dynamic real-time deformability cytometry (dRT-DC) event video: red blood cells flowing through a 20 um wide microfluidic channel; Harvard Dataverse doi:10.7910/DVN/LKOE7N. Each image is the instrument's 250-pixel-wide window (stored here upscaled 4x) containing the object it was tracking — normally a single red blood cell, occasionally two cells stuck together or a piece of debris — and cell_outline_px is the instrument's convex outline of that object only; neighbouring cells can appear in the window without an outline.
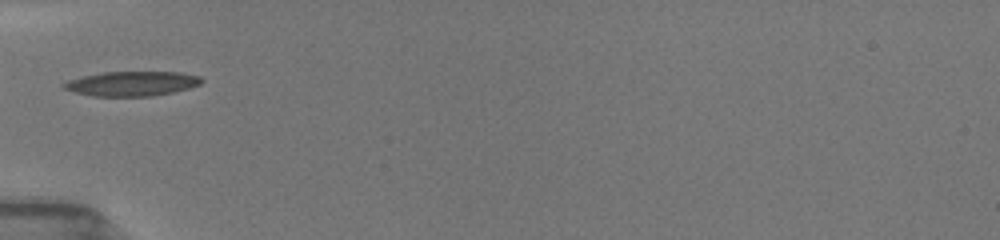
{"species": "common noctule bat (a hibernating species)", "species_latin": "Nyctalus noctula", "temperature_condition": "room temperature", "stored_images_in_passage": 42, "camera_frame_rate_fps": 3000, "um_per_image_px": 0.085, "animal": {"sex": "female", "body_mass_g": 19.5, "forearm_length_mm": 54.1}, "frame": {"image": 1, "passage_image": 1, "time_ms": 0.0, "image_size_px": [1000, 240], "cell_outline_px": [[204, 80], [200, 84], [188, 88], [172, 92], [152, 96], [92, 96], [76, 92], [64, 88], [60, 84], [68, 80], [84, 76], [104, 72], [180, 72], [200, 76]], "centroid_in_image_um": [11.22, 7.1], "position_along_channel_um": 73.8, "area_um2": 19.65}}
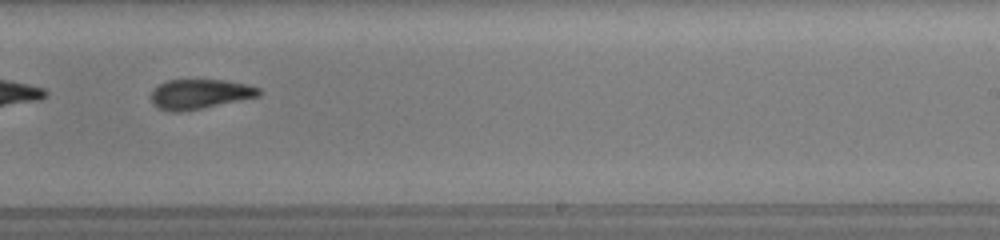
{"frame": {"image": 2, "passage_image": 13, "time_ms": 5.0, "image_size_px": [1000, 240], "cell_outline_px": [[260, 96], [180, 112], [172, 112], [156, 108], [152, 104], [152, 92], [160, 84], [168, 80], [224, 80], [248, 84], [260, 88]], "centroid_in_image_um": [16.98, 7.99], "position_along_channel_um": 272.0, "area_um2": 18.5}}
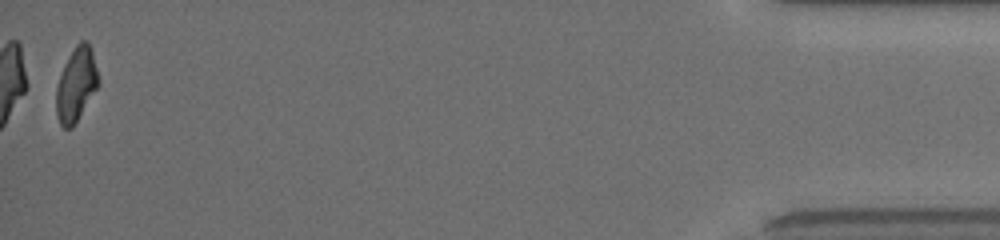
{"frame": {"image": 3, "passage_image": 41, "time_ms": 11.0, "image_size_px": [1000, 240], "cell_outline_px": [[100, 84], [72, 128], [64, 128], [60, 124], [56, 116], [56, 88], [64, 64], [68, 56], [76, 44], [80, 40], [88, 40], [92, 52], [100, 80]], "centroid_in_image_um": [6.48, 7.17], "position_along_channel_um": 428.7, "area_um2": 18.26}, "authors_computed_cell_mechanics": {"area_um2": 18.8428, "velocity_mm_per_s": 3.9689, "shape_relaxation_time_tau1_ms": 5.5648, "shape_relaxation_time_tau2_ms": 3.1073, "deformation_change_tau1": 0.1783, "deformation_change_tau2": 0.1046}}